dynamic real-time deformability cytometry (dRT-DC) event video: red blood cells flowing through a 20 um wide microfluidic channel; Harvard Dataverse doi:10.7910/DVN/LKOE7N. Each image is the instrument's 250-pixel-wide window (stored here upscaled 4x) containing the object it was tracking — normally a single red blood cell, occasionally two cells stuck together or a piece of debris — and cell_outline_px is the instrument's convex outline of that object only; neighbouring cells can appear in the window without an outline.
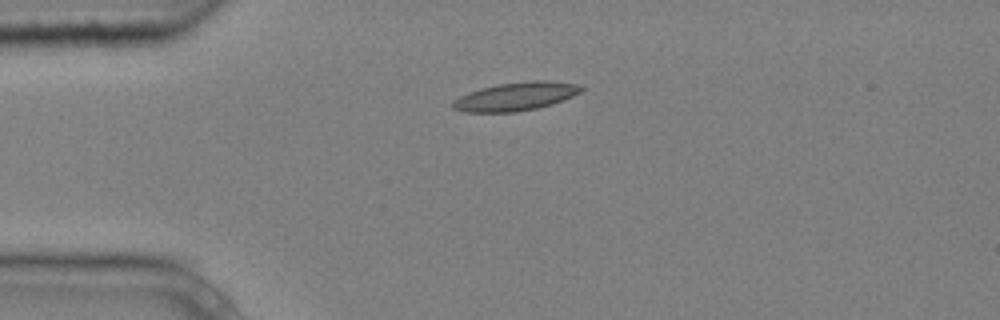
{"species": "common noctule bat (a hibernating species)", "species_latin": "Nyctalus noctula", "temperature_condition": "cold", "stored_images_in_passage": 4, "camera_frame_rate_fps": 3000, "um_per_image_px": 0.085, "animal": {"sex": "male", "body_mass_g": 20.4}, "frame": {"image": 1, "passage_image": 3, "time_ms": 0.667, "image_size_px": [1000, 320], "cell_outline_px": [[584, 88], [580, 92], [572, 96], [552, 104], [536, 108], [516, 112], [464, 112], [452, 108], [452, 100], [468, 92], [480, 88], [496, 84], [532, 80], [548, 80], [576, 84]], "centroid_in_image_um": [43.8, 8.19], "position_along_channel_um": 41.2, "area_um2": 21.27}}